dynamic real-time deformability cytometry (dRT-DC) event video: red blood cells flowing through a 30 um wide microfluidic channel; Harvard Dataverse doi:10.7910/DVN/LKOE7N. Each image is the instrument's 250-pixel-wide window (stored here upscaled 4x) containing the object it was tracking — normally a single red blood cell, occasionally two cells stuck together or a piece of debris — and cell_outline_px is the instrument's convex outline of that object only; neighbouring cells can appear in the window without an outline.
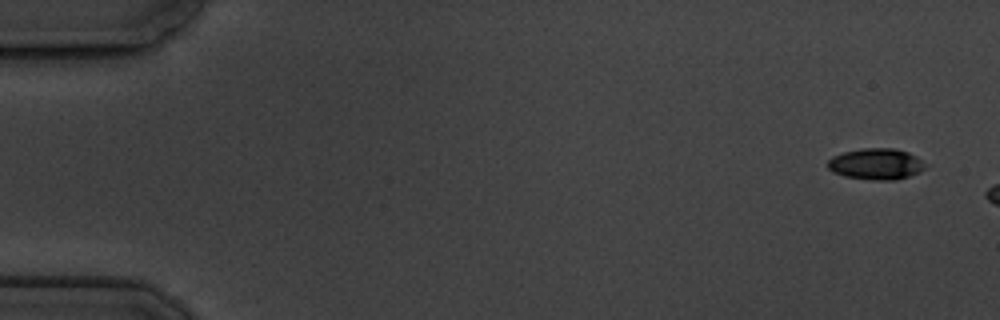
{"species": "common noctule bat (a hibernating species)", "species_latin": "Nyctalus noctula", "temperature_condition": "cold", "stored_images_in_passage": 3, "camera_frame_rate_fps": 3000, "um_per_image_px": 0.085, "animal": {"sex": "male", "body_mass_g": 19.5, "forearm_length_mm": 54.6}, "frame": {"image": 1, "passage_image": 1, "time_ms": 0.0, "image_size_px": [1000, 320], "cell_outline_px": [[924, 168], [920, 172], [896, 180], [872, 180], [844, 176], [832, 172], [828, 168], [828, 160], [832, 156], [844, 152], [864, 148], [896, 148], [908, 152], [916, 156], [924, 164]], "centroid_in_image_um": [74.44, 13.94], "position_along_channel_um": 10.6, "area_um2": 17.69}}